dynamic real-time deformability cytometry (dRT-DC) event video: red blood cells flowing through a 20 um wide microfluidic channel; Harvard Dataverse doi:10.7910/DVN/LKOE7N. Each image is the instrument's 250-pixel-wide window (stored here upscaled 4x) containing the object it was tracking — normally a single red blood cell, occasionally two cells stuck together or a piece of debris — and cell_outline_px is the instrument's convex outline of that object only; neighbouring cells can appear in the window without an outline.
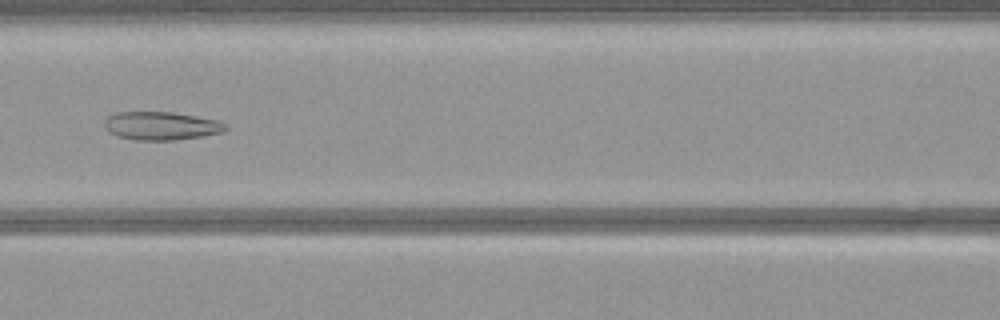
{"species": "common noctule bat (a hibernating species)", "species_latin": "Nyctalus noctula", "temperature_condition": "warm", "stored_images_in_passage": 52, "camera_frame_rate_fps": 3000, "um_per_image_px": 0.085, "animal": {"sex": "female", "body_mass_g": 21.9}, "frame": {"image": 1, "passage_image": 22, "time_ms": 7.0, "image_size_px": [1000, 320], "cell_outline_px": [[228, 128], [224, 132], [176, 140], [136, 140], [116, 136], [108, 132], [104, 128], [104, 120], [108, 116], [116, 112], [172, 112], [220, 120], [228, 124]], "centroid_in_image_um": [13.7, 10.69], "position_along_channel_um": 152.9, "area_um2": 20.23}}
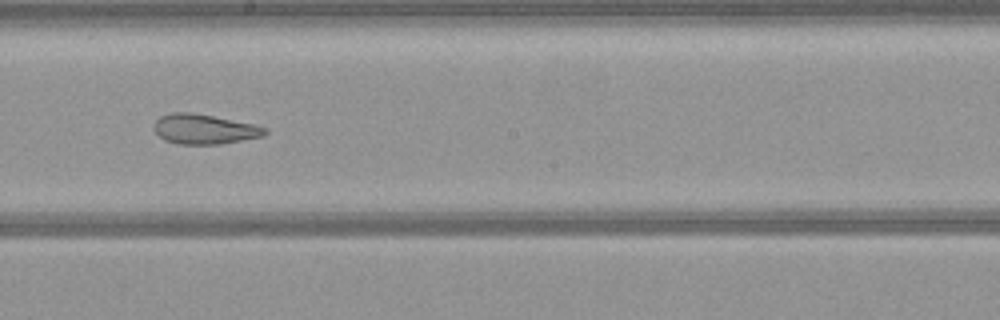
{"frame": {"image": 2, "passage_image": 28, "time_ms": 9.0, "image_size_px": [1000, 320], "cell_outline_px": [[268, 132], [260, 136], [220, 144], [180, 144], [164, 140], [152, 128], [156, 120], [160, 116], [172, 112], [192, 112], [252, 124], [268, 128]], "centroid_in_image_um": [17.31, 10.97], "position_along_channel_um": 230.9, "area_um2": 19.07}}
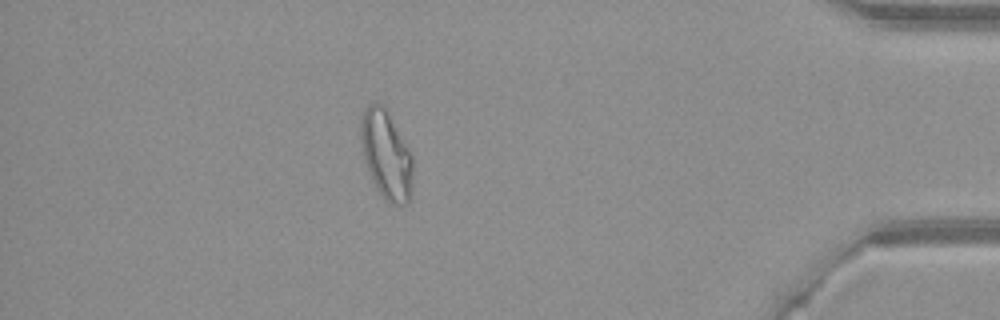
{"frame": {"image": 3, "passage_image": 45, "time_ms": 14.667, "image_size_px": [1000, 320], "cell_outline_px": [[412, 192], [408, 204], [400, 208], [388, 204], [376, 188], [372, 180], [364, 160], [360, 140], [360, 120], [368, 104], [372, 100], [384, 104], [388, 108], [412, 152]], "centroid_in_image_um": [32.85, 13.14], "position_along_channel_um": 402.3, "area_um2": 28.09}}